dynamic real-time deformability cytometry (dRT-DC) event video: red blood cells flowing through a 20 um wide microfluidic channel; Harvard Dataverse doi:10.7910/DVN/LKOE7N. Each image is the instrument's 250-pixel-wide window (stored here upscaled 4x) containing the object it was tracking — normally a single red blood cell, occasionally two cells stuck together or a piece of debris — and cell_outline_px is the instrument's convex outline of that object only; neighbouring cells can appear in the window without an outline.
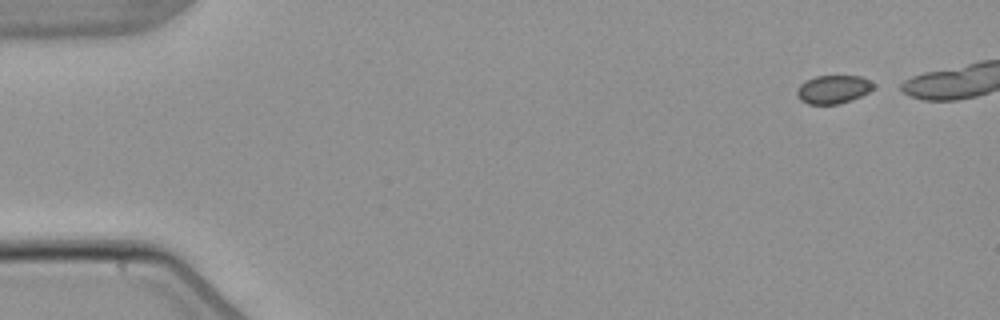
{"species": "common noctule bat (a hibernating species)", "species_latin": "Nyctalus noctula", "temperature_condition": "warm", "stored_images_in_passage": 6, "camera_frame_rate_fps": 3000, "um_per_image_px": 0.085, "animal": {"sex": "male", "body_mass_g": 21.5, "forearm_length_mm": 52.0}, "frame": {"image": 1, "passage_image": 1, "time_ms": 0.0, "image_size_px": [1000, 320], "cell_outline_px": [[876, 84], [868, 92], [852, 100], [840, 104], [808, 104], [800, 100], [796, 92], [800, 84], [816, 76], [860, 76]], "centroid_in_image_um": [70.82, 7.6], "position_along_channel_um": 14.2, "area_um2": 12.54}}
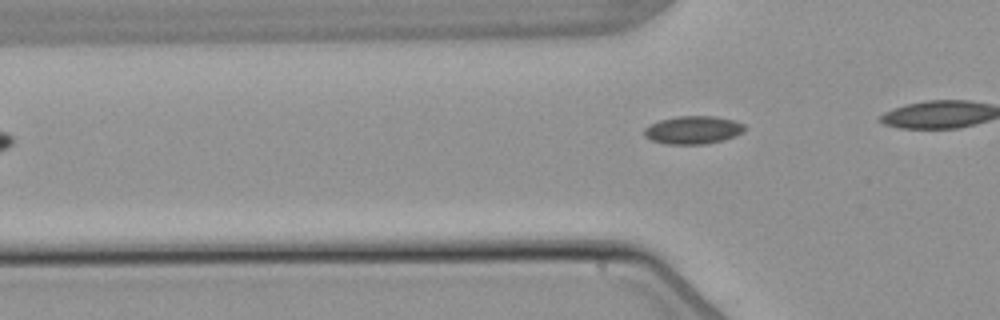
{"frame": {"image": 2, "passage_image": 6, "time_ms": 6.0, "image_size_px": [1000, 320], "cell_outline_px": [[748, 128], [744, 132], [720, 140], [704, 144], [664, 144], [652, 140], [644, 136], [644, 128], [660, 120], [676, 116], [716, 116], [732, 120], [744, 124]], "centroid_in_image_um": [58.91, 11.04], "position_along_channel_um": 66.9, "area_um2": 16.3}}